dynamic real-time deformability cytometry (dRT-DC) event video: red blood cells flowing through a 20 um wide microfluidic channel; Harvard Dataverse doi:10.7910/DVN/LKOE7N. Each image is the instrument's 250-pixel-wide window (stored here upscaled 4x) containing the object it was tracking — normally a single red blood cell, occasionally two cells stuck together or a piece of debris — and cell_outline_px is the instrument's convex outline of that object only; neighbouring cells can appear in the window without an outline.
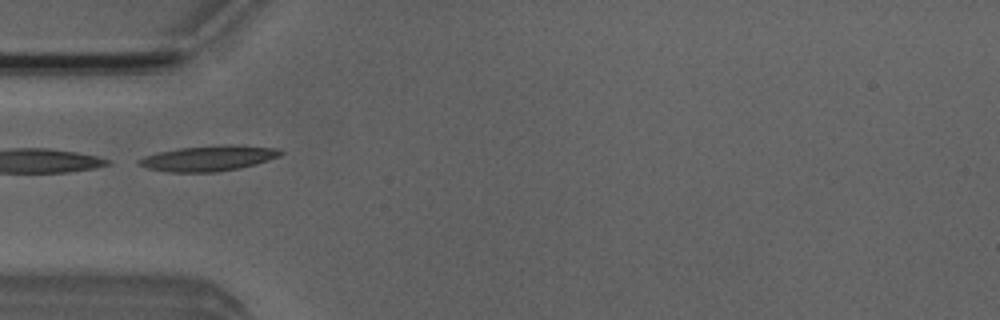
{"species": "Egyptian fruit bat (a non-hibernating species)", "species_latin": "Rousettus aegyptiacus", "temperature_condition": "room temperature", "stored_images_in_passage": 2, "camera_frame_rate_fps": 3000, "um_per_image_px": 0.085, "animal": {"sex": "male"}, "frame": {"image": 1, "passage_image": 2, "time_ms": 1.333, "image_size_px": [1000, 320], "cell_outline_px": [[284, 152], [280, 156], [256, 164], [216, 172], [168, 172], [148, 168], [136, 164], [136, 160], [144, 156], [156, 152], [180, 148], [224, 144], [232, 144], [276, 148]], "centroid_in_image_um": [17.69, 13.44], "position_along_channel_um": 67.3, "area_um2": 21.04}}